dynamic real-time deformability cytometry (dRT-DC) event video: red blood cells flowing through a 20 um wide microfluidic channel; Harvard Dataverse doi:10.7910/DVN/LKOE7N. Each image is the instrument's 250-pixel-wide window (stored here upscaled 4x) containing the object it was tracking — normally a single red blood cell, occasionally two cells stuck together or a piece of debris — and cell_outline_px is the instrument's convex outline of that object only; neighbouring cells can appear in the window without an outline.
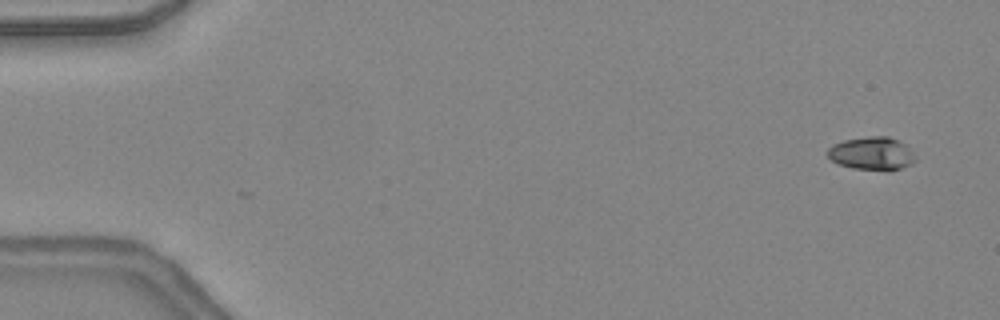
{"species": "common noctule bat (a hibernating species)", "species_latin": "Nyctalus noctula", "temperature_condition": "warm", "stored_images_in_passage": 46, "camera_frame_rate_fps": 3000, "um_per_image_px": 0.085, "animal": {"sex": "female", "body_mass_g": 24.6, "forearm_length_mm": 56.2}, "frame": {"image": 1, "passage_image": 1, "time_ms": 0.0, "image_size_px": [1000, 320], "cell_outline_px": [[916, 160], [912, 164], [888, 172], [852, 168], [840, 164], [832, 160], [828, 156], [828, 148], [832, 144], [844, 140], [868, 136], [888, 136], [904, 144], [916, 156]], "centroid_in_image_um": [74.12, 13.06], "position_along_channel_um": 10.9, "area_um2": 17.05}}
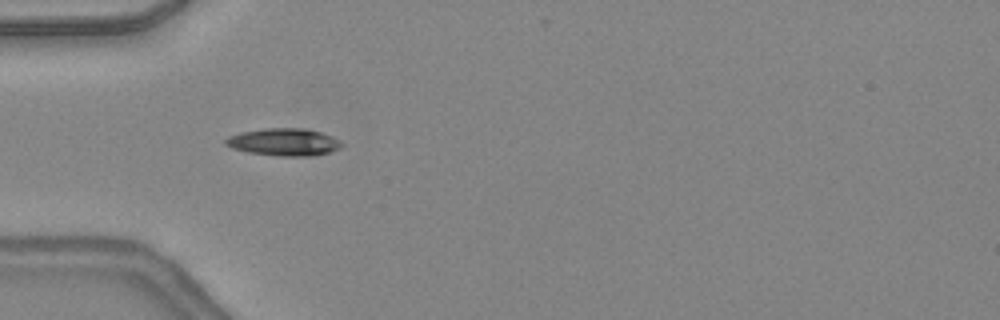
{"frame": {"image": 2, "passage_image": 14, "time_ms": 4.333, "image_size_px": [1000, 320], "cell_outline_px": [[344, 144], [340, 148], [328, 152], [312, 156], [280, 156], [248, 152], [232, 148], [224, 144], [224, 140], [228, 136], [240, 132], [264, 128], [308, 128], [332, 136], [340, 140]], "centroid_in_image_um": [24.13, 12.06], "position_along_channel_um": 60.9, "area_um2": 18.67}}
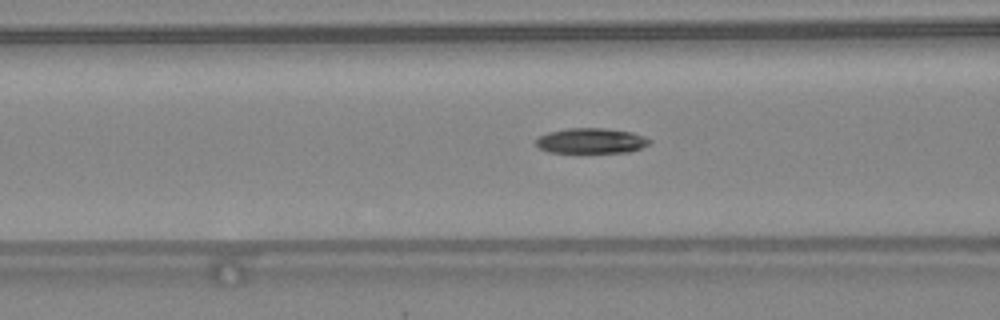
{"frame": {"image": 3, "passage_image": 18, "time_ms": 5.667, "image_size_px": [1000, 320], "cell_outline_px": [[652, 144], [628, 152], [548, 152], [540, 148], [536, 144], [536, 140], [540, 136], [548, 132], [568, 128], [604, 128], [632, 132], [644, 136], [652, 140]], "centroid_in_image_um": [50.29, 11.96], "position_along_channel_um": 116.3, "area_um2": 16.7}, "authors_computed_cell_mechanics": {"area_um2": 16.9643, "velocity_mm_per_s": 4.3806, "shape_relaxation_time_tau1_ms": 7.2532, "shape_relaxation_time_tau2_ms": null, "deformation_change_tau1": 0.2012, "deformation_change_tau2": null}}